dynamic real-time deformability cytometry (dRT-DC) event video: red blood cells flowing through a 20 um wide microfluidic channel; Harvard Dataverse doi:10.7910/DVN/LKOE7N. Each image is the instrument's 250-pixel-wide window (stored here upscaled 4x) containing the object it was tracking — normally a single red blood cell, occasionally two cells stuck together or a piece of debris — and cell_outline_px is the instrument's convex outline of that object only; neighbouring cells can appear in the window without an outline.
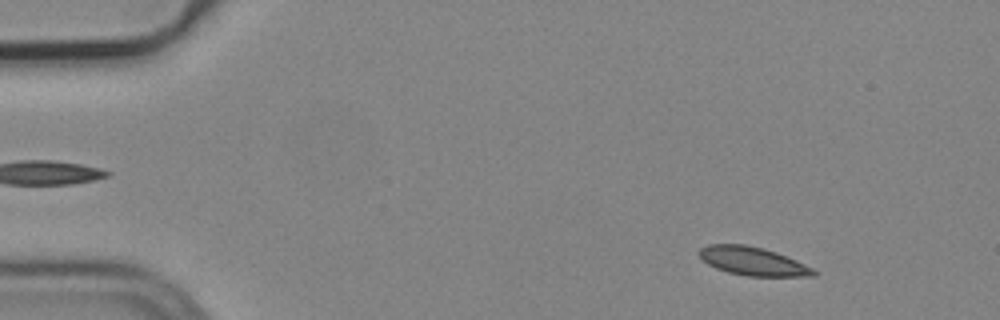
{"species": "common noctule bat (a hibernating species)", "species_latin": "Nyctalus noctula", "temperature_condition": "cold", "stored_images_in_passage": 2, "camera_frame_rate_fps": 3000, "um_per_image_px": 0.085, "animal": {"sex": "male", "body_mass_g": 19.2, "forearm_length_mm": 51.8}, "frame": {"image": 1, "passage_image": 1, "time_ms": 0.0, "image_size_px": [1000, 320], "cell_outline_px": [[816, 276], [748, 276], [728, 272], [716, 268], [700, 260], [696, 252], [700, 248], [708, 244], [744, 244], [764, 248], [776, 252], [796, 260], [812, 268], [816, 272]], "centroid_in_image_um": [63.92, 22.19], "position_along_channel_um": 21.1, "area_um2": 19.07}}